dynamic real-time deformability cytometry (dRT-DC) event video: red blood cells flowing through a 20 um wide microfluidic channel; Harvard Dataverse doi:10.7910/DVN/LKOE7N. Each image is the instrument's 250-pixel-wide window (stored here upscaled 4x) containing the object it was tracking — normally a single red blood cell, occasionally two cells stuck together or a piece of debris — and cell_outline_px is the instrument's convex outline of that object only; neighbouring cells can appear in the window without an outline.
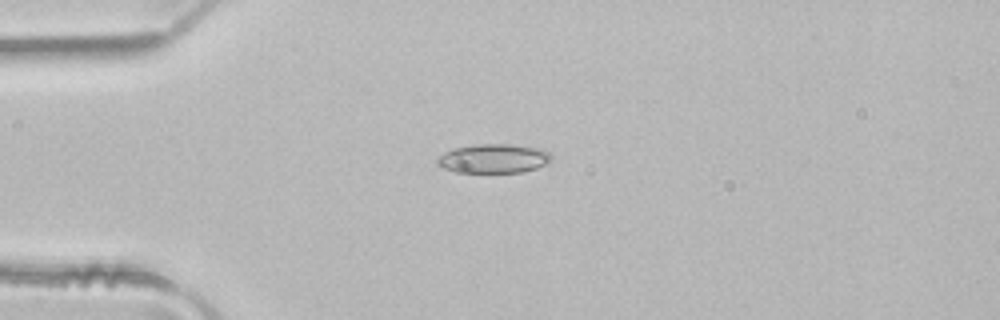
{"species": "common noctule bat (a hibernating species)", "species_latin": "Nyctalus noctula", "temperature_condition": "room temperature", "stored_images_in_passage": 3, "camera_frame_rate_fps": 3000, "um_per_image_px": 0.085, "animal": {"sex": "male", "body_mass_g": 21.5, "forearm_length_mm": 52.0}, "frame": {"image": 1, "passage_image": 3, "time_ms": 0.667, "image_size_px": [1000, 320], "cell_outline_px": [[552, 160], [536, 168], [520, 172], [456, 172], [444, 168], [436, 164], [436, 160], [444, 152], [452, 148], [476, 144], [508, 144], [536, 148], [548, 152], [552, 156]], "centroid_in_image_um": [41.91, 13.47], "position_along_channel_um": 43.1, "area_um2": 19.19}}